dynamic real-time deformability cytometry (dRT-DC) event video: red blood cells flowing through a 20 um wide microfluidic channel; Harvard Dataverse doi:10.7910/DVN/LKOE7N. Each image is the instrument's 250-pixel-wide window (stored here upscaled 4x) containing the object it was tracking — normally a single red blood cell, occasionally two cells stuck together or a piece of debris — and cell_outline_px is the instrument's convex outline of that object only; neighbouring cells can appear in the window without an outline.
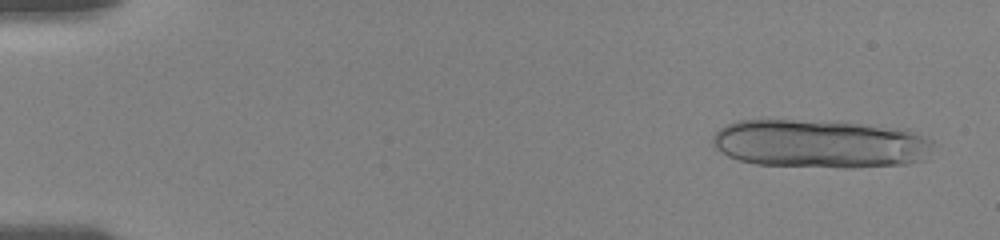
{"species": "human", "species_latin": "Homo sapiens", "temperature_condition": "room temperature", "stored_images_in_passage": 21, "camera_frame_rate_fps": 3000, "um_per_image_px": 0.085, "donor": {"sex": "female"}, "frame": {"image": 1, "passage_image": 4, "time_ms": 0.667, "image_size_px": [1000, 240], "cell_outline_px": [[932, 144], [924, 160], [908, 164], [856, 168], [840, 168], [756, 164], [740, 160], [728, 156], [720, 152], [712, 144], [712, 136], [720, 128], [736, 120], [836, 120], [908, 128], [932, 140]], "centroid_in_image_um": [69.75, 12.2], "position_along_channel_um": 15.3, "area_um2": 63.52}}